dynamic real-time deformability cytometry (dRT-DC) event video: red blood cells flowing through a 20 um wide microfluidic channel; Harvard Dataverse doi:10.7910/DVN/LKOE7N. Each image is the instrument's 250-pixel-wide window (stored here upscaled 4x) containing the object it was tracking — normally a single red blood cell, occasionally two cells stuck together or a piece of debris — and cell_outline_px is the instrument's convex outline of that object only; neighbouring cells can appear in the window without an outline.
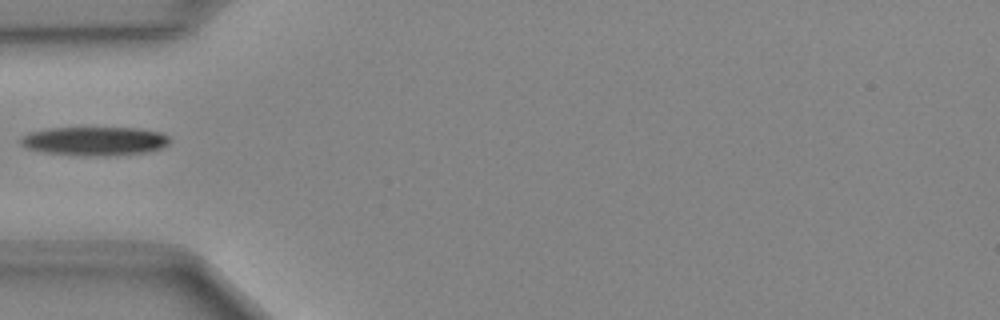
{"species": "Egyptian fruit bat (a non-hibernating species)", "species_latin": "Rousettus aegyptiacus", "temperature_condition": "cold", "stored_images_in_passage": 34, "camera_frame_rate_fps": 3000, "um_per_image_px": 0.085, "animal": {"sex": "female"}, "frame": {"image": 1, "passage_image": 1, "time_ms": 0.0, "image_size_px": [1000, 320], "cell_outline_px": [[168, 144], [160, 148], [144, 152], [104, 156], [80, 156], [44, 152], [28, 148], [20, 144], [20, 140], [24, 136], [32, 132], [48, 128], [136, 128], [160, 132], [168, 136]], "centroid_in_image_um": [8.03, 11.99], "position_along_channel_um": 77.0, "area_um2": 24.74}}
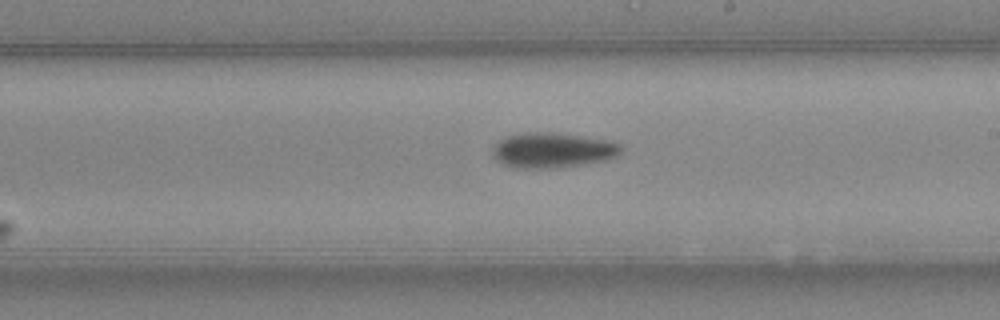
{"frame": {"image": 2, "passage_image": 13, "time_ms": 4.0, "image_size_px": [1000, 320], "cell_outline_px": [[624, 148], [616, 156], [604, 160], [580, 164], [552, 168], [516, 168], [504, 164], [496, 160], [492, 156], [492, 152], [496, 144], [500, 140], [508, 136], [528, 132], [548, 132], [608, 140], [620, 144]], "centroid_in_image_um": [46.95, 12.77], "position_along_channel_um": 242.0, "area_um2": 25.89}}
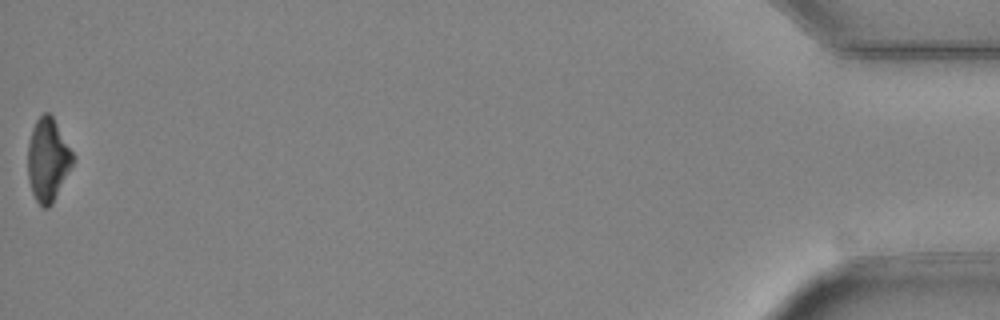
{"frame": {"image": 3, "passage_image": 34, "time_ms": 11.0, "image_size_px": [1000, 320], "cell_outline_px": [[72, 164], [52, 204], [48, 208], [44, 208], [36, 200], [32, 192], [28, 176], [28, 144], [32, 128], [36, 120], [44, 112], [48, 112], [52, 116], [72, 152]], "centroid_in_image_um": [4.04, 13.58], "position_along_channel_um": 431.2, "area_um2": 21.21}}